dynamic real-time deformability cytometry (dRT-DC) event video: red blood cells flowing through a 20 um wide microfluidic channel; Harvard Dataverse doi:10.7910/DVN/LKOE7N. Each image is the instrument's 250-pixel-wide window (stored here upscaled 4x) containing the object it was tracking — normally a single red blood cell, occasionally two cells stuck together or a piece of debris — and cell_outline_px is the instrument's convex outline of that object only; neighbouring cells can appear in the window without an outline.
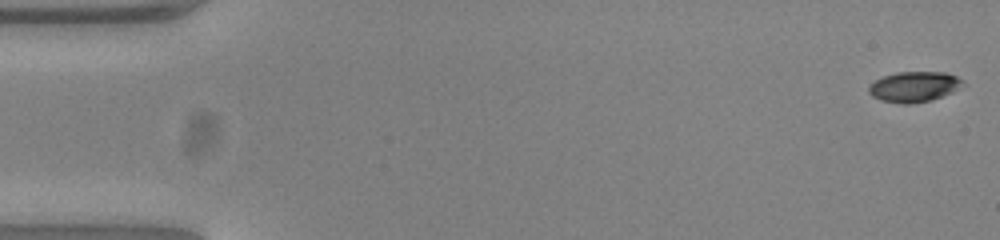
{"species": "common noctule bat (a hibernating species)", "species_latin": "Nyctalus noctula", "temperature_condition": "warm", "stored_images_in_passage": 53, "camera_frame_rate_fps": 3000, "um_per_image_px": 0.085, "animal": {"sex": "female", "body_mass_g": 23.0, "forearm_length_mm": 53.4}, "frame": {"image": 1, "passage_image": 1, "time_ms": 0.0, "image_size_px": [1000, 240], "cell_outline_px": [[964, 84], [952, 92], [932, 100], [908, 104], [904, 104], [880, 100], [872, 96], [868, 92], [868, 88], [876, 80], [884, 76], [896, 72], [944, 72], [956, 76], [964, 80]], "centroid_in_image_um": [77.71, 7.37], "position_along_channel_um": 7.3, "area_um2": 16.59}}
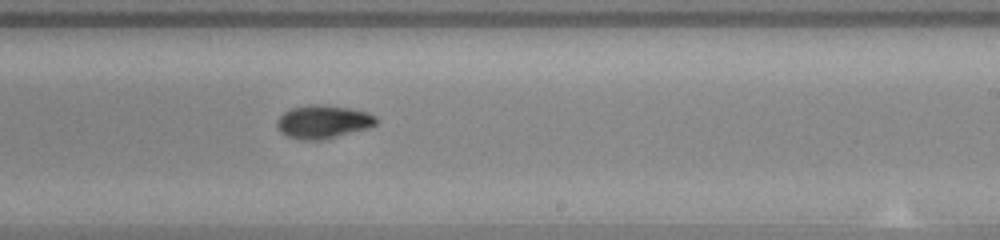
{"frame": {"image": 2, "passage_image": 32, "time_ms": 10.333, "image_size_px": [1000, 240], "cell_outline_px": [[376, 124], [368, 128], [320, 140], [304, 140], [288, 136], [280, 132], [276, 124], [276, 120], [284, 112], [292, 108], [312, 104], [324, 104], [348, 108], [368, 112], [376, 116]], "centroid_in_image_um": [27.45, 10.34], "position_along_channel_um": 261.6, "area_um2": 19.07}}
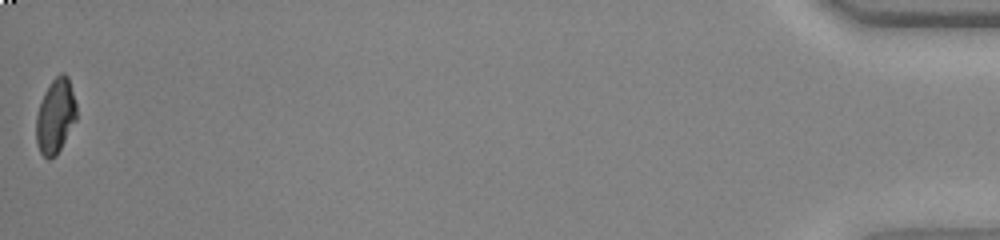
{"frame": {"image": 3, "passage_image": 53, "time_ms": 17.333, "image_size_px": [1000, 240], "cell_outline_px": [[76, 120], [56, 156], [48, 160], [40, 152], [36, 140], [36, 116], [44, 92], [48, 84], [60, 72], [64, 72], [68, 76], [76, 104]], "centroid_in_image_um": [4.71, 9.85], "position_along_channel_um": 430.5, "area_um2": 17.57}, "authors_computed_cell_mechanics": {"area_um2": 18.207, "velocity_mm_per_s": 3.8658, "shape_relaxation_time_tau1_ms": 3.1618, "shape_relaxation_time_tau2_ms": 3.5765, "deformation_change_tau1": 0.1564, "deformation_change_tau2": 0.0707}}